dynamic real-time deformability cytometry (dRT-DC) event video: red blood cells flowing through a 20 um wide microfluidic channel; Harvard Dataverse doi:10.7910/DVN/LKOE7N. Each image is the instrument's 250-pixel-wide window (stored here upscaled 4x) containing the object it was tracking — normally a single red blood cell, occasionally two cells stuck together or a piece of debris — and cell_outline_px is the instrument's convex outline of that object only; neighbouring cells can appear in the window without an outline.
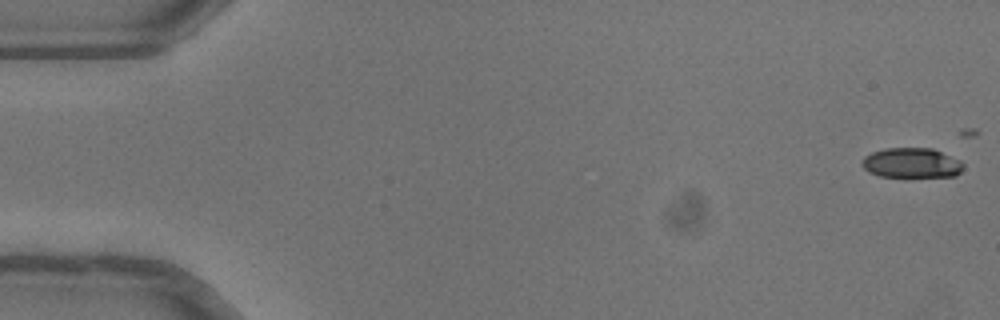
{"species": "common noctule bat (a hibernating species)", "species_latin": "Nyctalus noctula", "temperature_condition": "warm", "stored_images_in_passage": 17, "camera_frame_rate_fps": 3000, "um_per_image_px": 0.085, "animal": {"sex": "female"}, "frame": {"image": 1, "passage_image": 1, "time_ms": 0.0, "image_size_px": [1000, 320], "cell_outline_px": [[964, 168], [956, 176], [880, 176], [868, 172], [860, 164], [860, 160], [864, 156], [872, 152], [884, 148], [932, 148], [960, 160], [964, 164]], "centroid_in_image_um": [77.46, 13.84], "position_along_channel_um": 7.5, "area_um2": 17.74}}
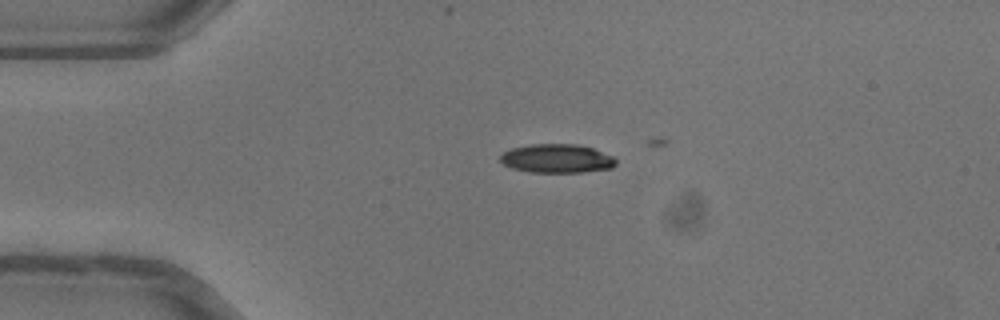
{"frame": {"image": 2, "passage_image": 12, "time_ms": 3.667, "image_size_px": [1000, 320], "cell_outline_px": [[616, 164], [612, 168], [584, 172], [532, 172], [512, 168], [504, 164], [500, 160], [500, 156], [504, 152], [512, 148], [532, 144], [576, 144], [592, 148], [612, 156], [616, 160]], "centroid_in_image_um": [47.34, 13.47], "position_along_channel_um": 37.7, "area_um2": 19.25}}